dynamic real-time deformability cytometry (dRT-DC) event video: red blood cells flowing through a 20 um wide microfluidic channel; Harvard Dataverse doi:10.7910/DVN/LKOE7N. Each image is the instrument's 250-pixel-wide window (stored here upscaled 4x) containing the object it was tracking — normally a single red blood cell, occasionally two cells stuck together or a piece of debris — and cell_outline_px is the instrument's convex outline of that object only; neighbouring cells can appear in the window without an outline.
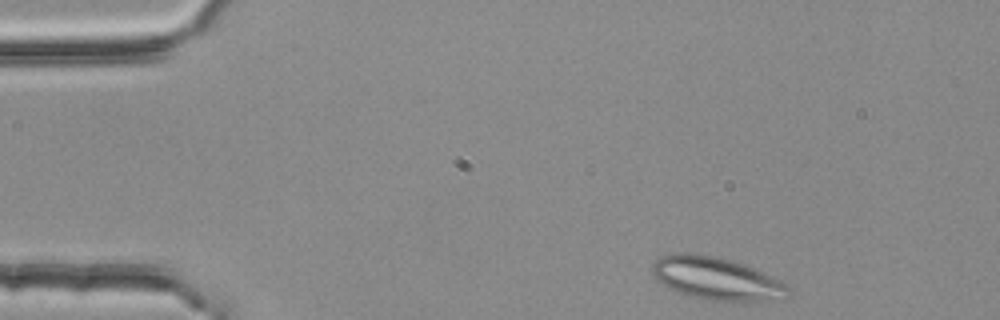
{"species": "common noctule bat (a hibernating species)", "species_latin": "Nyctalus noctula", "temperature_condition": "room temperature", "stored_images_in_passage": 3, "camera_frame_rate_fps": 3000, "um_per_image_px": 0.085, "animal": {"sex": "female", "body_mass_g": 25.1}, "frame": {"image": 1, "passage_image": 1, "time_ms": 0.0, "image_size_px": [1000, 320], "cell_outline_px": [[792, 292], [784, 300], [712, 300], [688, 296], [668, 288], [656, 280], [652, 276], [652, 264], [660, 256], [672, 252], [688, 252], [716, 256], [732, 260], [744, 264], [780, 280], [788, 284], [792, 288]], "centroid_in_image_um": [60.9, 23.66], "position_along_channel_um": 24.1, "area_um2": 34.28}}